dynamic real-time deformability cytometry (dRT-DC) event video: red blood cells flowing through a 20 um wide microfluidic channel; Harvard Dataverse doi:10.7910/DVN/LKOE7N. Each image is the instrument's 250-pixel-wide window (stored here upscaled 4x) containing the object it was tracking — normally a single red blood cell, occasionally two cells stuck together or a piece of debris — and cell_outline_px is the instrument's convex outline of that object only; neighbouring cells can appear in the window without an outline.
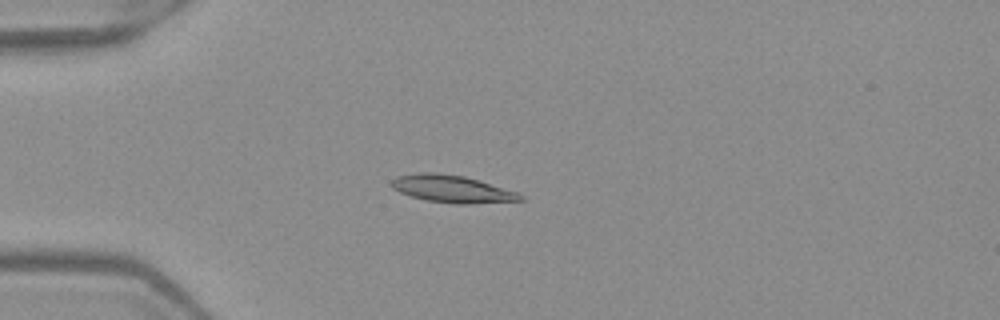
{"species": "Egyptian fruit bat (a non-hibernating species)", "species_latin": "Rousettus aegyptiacus", "temperature_condition": "warm", "stored_images_in_passage": 7, "camera_frame_rate_fps": 3000, "um_per_image_px": 0.085, "frame": {"image": 1, "passage_image": 5, "time_ms": 1.333, "image_size_px": [1000, 320], "cell_outline_px": [[524, 200], [468, 204], [456, 204], [428, 200], [412, 196], [400, 192], [392, 188], [392, 180], [396, 176], [420, 172], [432, 172], [464, 176], [516, 192], [524, 196]], "centroid_in_image_um": [38.41, 16.06], "position_along_channel_um": 46.6, "area_um2": 20.17}}
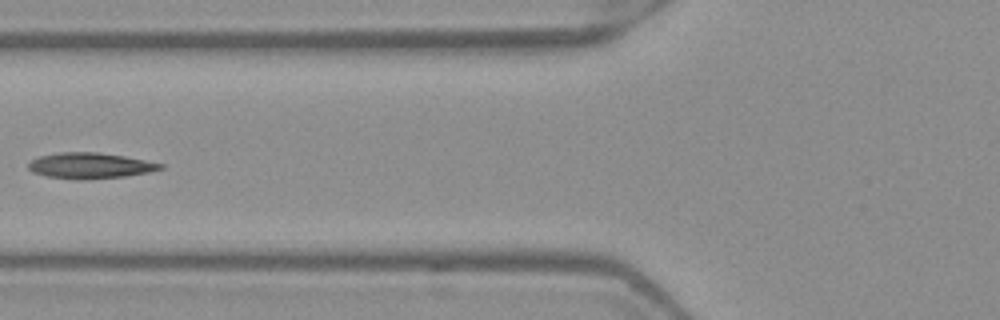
{"frame": {"image": 2, "passage_image": 7, "time_ms": 2.0, "image_size_px": [1000, 320], "cell_outline_px": [[164, 168], [148, 172], [124, 176], [48, 176], [32, 172], [28, 168], [28, 164], [32, 160], [40, 156], [60, 152], [100, 152], [124, 156], [164, 164]], "centroid_in_image_um": [7.68, 14.01], "position_along_channel_um": 118.1, "area_um2": 18.55}}